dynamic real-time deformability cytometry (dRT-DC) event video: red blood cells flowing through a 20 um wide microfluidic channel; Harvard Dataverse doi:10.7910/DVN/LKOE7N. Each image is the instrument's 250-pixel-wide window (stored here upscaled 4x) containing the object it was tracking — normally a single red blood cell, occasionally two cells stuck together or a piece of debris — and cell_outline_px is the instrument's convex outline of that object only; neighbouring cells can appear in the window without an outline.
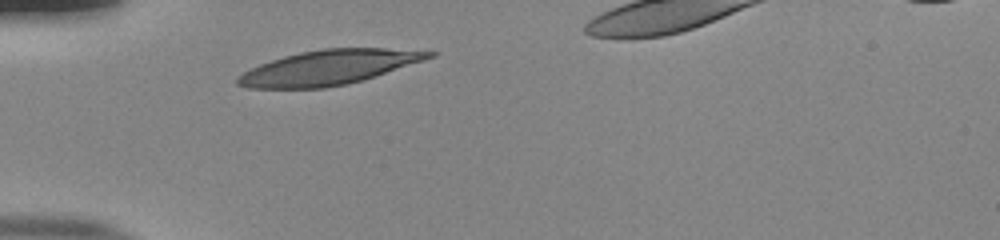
{"species": "human", "species_latin": "Homo sapiens", "temperature_condition": "room temperature", "stored_images_in_passage": 29, "camera_frame_rate_fps": 3000, "um_per_image_px": 0.085, "donor": {"sex": "male"}, "frame": {"image": 1, "passage_image": 1, "time_ms": 0.0, "image_size_px": [1000, 240], "cell_outline_px": [[440, 52], [436, 56], [364, 80], [348, 84], [324, 88], [248, 88], [236, 84], [236, 76], [260, 64], [284, 56], [300, 52], [324, 48], [384, 48]], "centroid_in_image_um": [27.96, 5.73], "position_along_channel_um": 57.0, "area_um2": 38.61}}
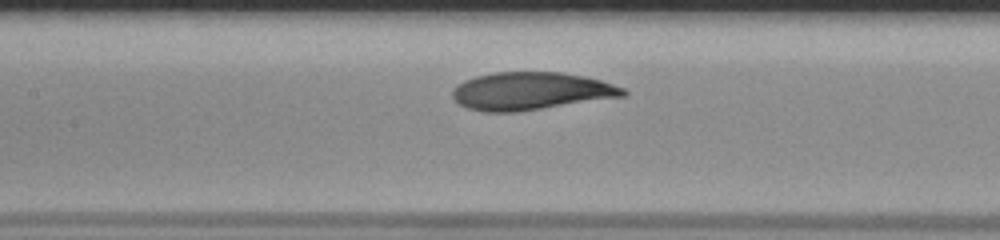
{"frame": {"image": 2, "passage_image": 10, "time_ms": 3.0, "image_size_px": [1000, 240], "cell_outline_px": [[628, 96], [516, 112], [484, 112], [468, 108], [460, 104], [452, 96], [452, 92], [456, 84], [464, 80], [476, 76], [496, 72], [560, 72], [584, 76], [600, 80], [624, 88], [628, 92]], "centroid_in_image_um": [45.14, 7.74], "position_along_channel_um": 162.3, "area_um2": 37.63}}
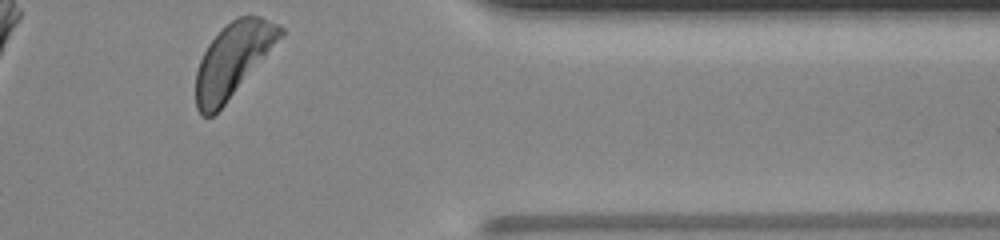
{"frame": {"image": 3, "passage_image": 29, "time_ms": 9.333, "image_size_px": [1000, 240], "cell_outline_px": [[284, 32], [224, 104], [212, 116], [200, 116], [196, 108], [196, 72], [200, 60], [208, 44], [236, 16], [260, 16], [280, 24], [284, 28]], "centroid_in_image_um": [19.76, 5.08], "position_along_channel_um": 391.6, "area_um2": 34.91}, "authors_computed_cell_mechanics": {"area_um2": 37.6278, "velocity_mm_per_s": 3.8544, "shape_relaxation_time_tau1_ms": 3.3475, "shape_relaxation_time_tau2_ms": 6.3866, "deformation_change_tau1": 0.169, "deformation_change_tau2": 0.0972}}